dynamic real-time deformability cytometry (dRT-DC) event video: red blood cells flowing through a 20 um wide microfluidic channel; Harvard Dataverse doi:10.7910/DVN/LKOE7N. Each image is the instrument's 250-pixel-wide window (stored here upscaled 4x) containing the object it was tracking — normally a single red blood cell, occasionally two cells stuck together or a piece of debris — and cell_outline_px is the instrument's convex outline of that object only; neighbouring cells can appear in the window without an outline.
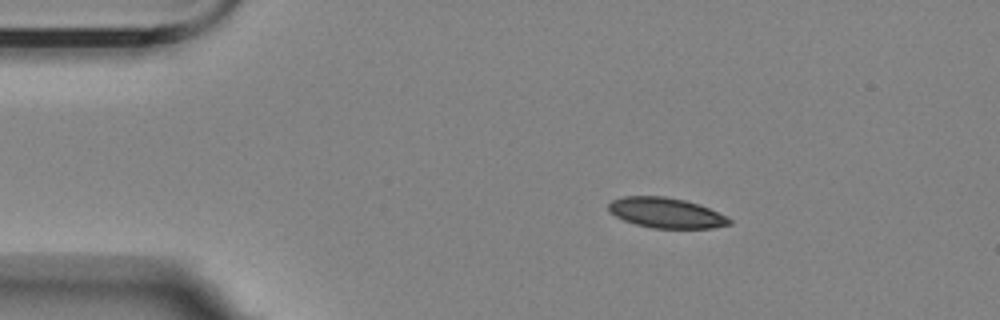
{"species": "Egyptian fruit bat (a non-hibernating species)", "species_latin": "Rousettus aegyptiacus", "temperature_condition": "room temperature", "stored_images_in_passage": 19, "camera_frame_rate_fps": 3000, "um_per_image_px": 0.085, "animal": {"sex": "female"}, "frame": {"image": 1, "passage_image": 1, "time_ms": 0.0, "image_size_px": [1000, 320], "cell_outline_px": [[732, 224], [712, 228], [652, 228], [636, 224], [624, 220], [608, 212], [608, 204], [612, 200], [624, 196], [664, 196], [684, 200], [700, 204], [728, 216], [732, 220]], "centroid_in_image_um": [56.64, 18.09], "position_along_channel_um": 28.4, "area_um2": 21.44}}
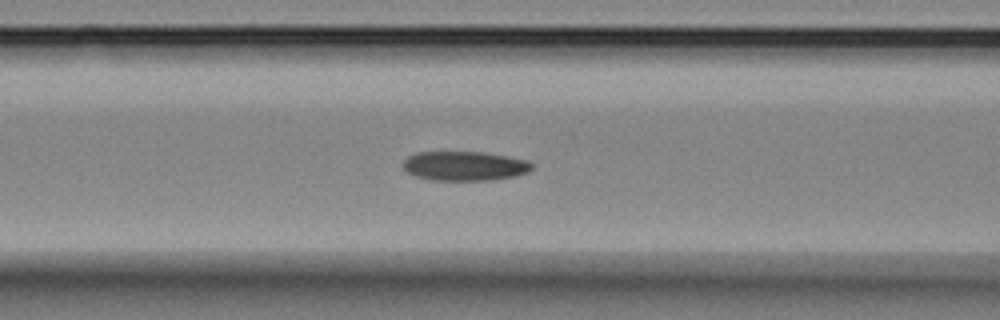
{"frame": {"image": 2, "passage_image": 14, "time_ms": 4.333, "image_size_px": [1000, 320], "cell_outline_px": [[532, 168], [528, 172], [516, 176], [492, 180], [432, 180], [416, 176], [408, 172], [404, 168], [404, 160], [408, 156], [416, 152], [484, 152], [508, 156], [528, 160], [532, 164]], "centroid_in_image_um": [39.52, 14.1], "position_along_channel_um": 127.1, "area_um2": 22.08}}
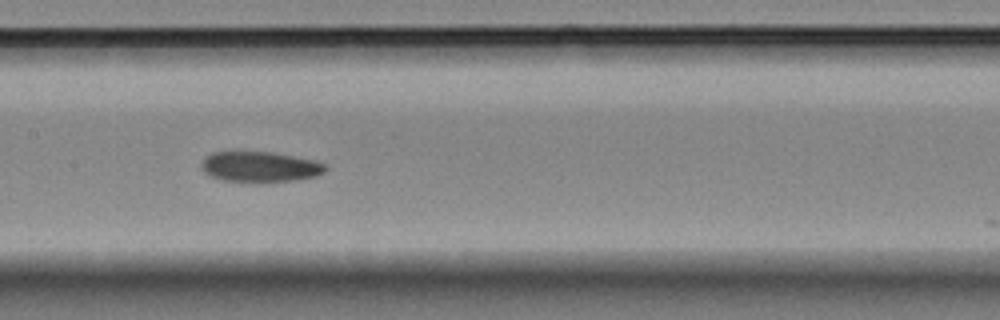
{"frame": {"image": 3, "passage_image": 19, "time_ms": 6.0, "image_size_px": [1000, 320], "cell_outline_px": [[328, 168], [324, 172], [316, 176], [292, 180], [256, 184], [224, 180], [208, 176], [200, 168], [200, 164], [212, 152], [272, 152], [316, 160], [324, 164]], "centroid_in_image_um": [22.09, 14.2], "position_along_channel_um": 185.3, "area_um2": 22.43}}